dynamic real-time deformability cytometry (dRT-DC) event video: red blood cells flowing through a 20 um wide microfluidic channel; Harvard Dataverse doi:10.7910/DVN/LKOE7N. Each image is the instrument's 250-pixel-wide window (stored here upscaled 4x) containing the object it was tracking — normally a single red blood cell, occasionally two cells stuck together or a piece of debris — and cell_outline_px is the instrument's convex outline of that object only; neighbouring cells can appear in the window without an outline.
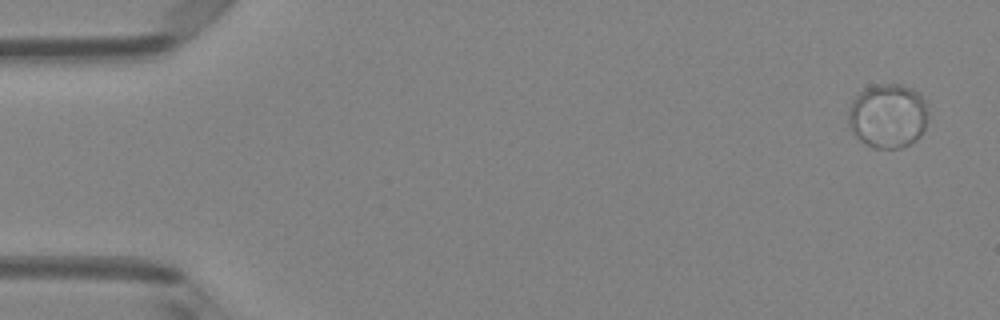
{"species": "Egyptian fruit bat (a non-hibernating species)", "species_latin": "Rousettus aegyptiacus", "temperature_condition": "room temperature", "stored_images_in_passage": 4, "camera_frame_rate_fps": 3000, "um_per_image_px": 0.085, "animal": {"sex": "female"}, "frame": {"image": 1, "passage_image": 1, "time_ms": 0.0, "image_size_px": [1000, 320], "cell_outline_px": [[928, 116], [924, 128], [920, 136], [916, 140], [900, 148], [872, 148], [860, 140], [856, 136], [848, 124], [848, 112], [852, 100], [864, 88], [876, 84], [900, 84], [912, 88], [924, 96], [928, 112]], "centroid_in_image_um": [75.48, 9.83], "position_along_channel_um": 9.5, "area_um2": 30.23}}
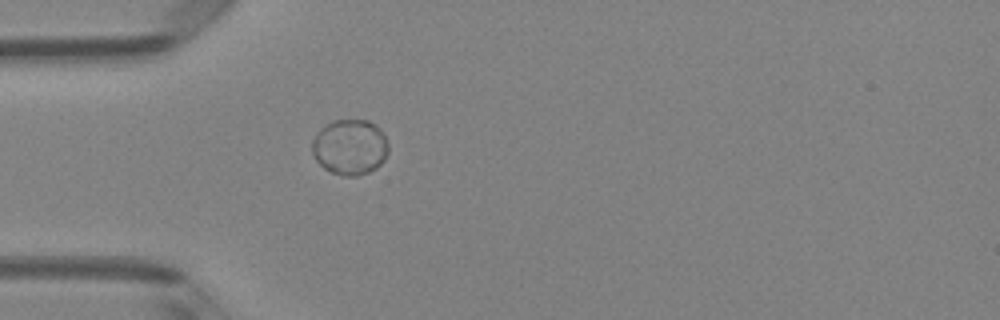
{"frame": {"image": 2, "passage_image": 4, "time_ms": 1.0, "image_size_px": [1000, 320], "cell_outline_px": [[388, 152], [384, 160], [376, 168], [368, 172], [356, 176], [344, 176], [332, 172], [324, 168], [316, 160], [312, 152], [312, 140], [320, 128], [336, 120], [368, 120], [380, 128], [388, 144]], "centroid_in_image_um": [29.74, 12.5], "position_along_channel_um": 55.3, "area_um2": 24.62}}